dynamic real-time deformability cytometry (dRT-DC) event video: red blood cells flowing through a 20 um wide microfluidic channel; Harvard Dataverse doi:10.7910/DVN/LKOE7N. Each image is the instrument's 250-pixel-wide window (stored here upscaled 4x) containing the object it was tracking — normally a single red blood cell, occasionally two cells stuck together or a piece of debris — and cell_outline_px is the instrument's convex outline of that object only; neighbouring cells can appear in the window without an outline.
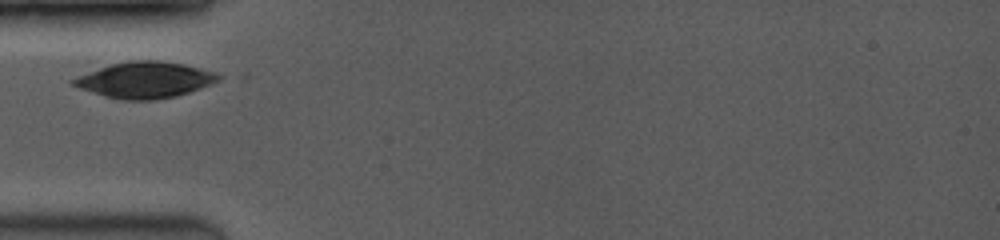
{"species": "common noctule bat (a hibernating species)", "species_latin": "Nyctalus noctula", "temperature_condition": "room temperature", "stored_images_in_passage": 4, "camera_frame_rate_fps": 3500, "um_per_image_px": 0.085, "animal": {"sex": "female", "body_mass_g": 19.0, "forearm_length_mm": 53.3}, "frame": {"image": 1, "passage_image": 1, "time_ms": 0.0, "image_size_px": [1000, 240], "cell_outline_px": [[224, 76], [220, 80], [212, 84], [176, 96], [152, 100], [120, 100], [104, 96], [80, 88], [72, 84], [68, 80], [100, 68], [112, 64], [128, 60], [160, 60], [184, 64], [216, 72]], "centroid_in_image_um": [12.35, 6.79], "position_along_channel_um": 72.6, "area_um2": 30.52}}